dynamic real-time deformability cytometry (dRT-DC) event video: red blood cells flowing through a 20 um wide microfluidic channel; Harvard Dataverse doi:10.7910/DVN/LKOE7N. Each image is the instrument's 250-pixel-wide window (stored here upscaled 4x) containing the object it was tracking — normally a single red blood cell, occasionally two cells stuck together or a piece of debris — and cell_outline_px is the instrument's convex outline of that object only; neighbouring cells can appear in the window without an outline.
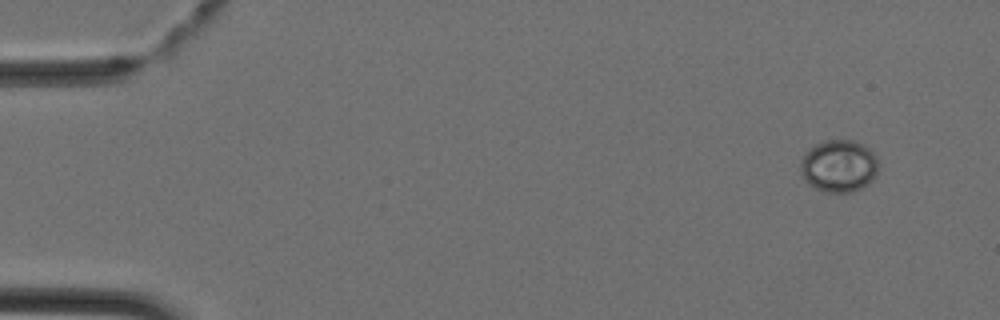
{"species": "Egyptian fruit bat (a non-hibernating species)", "species_latin": "Rousettus aegyptiacus", "temperature_condition": "cold", "stored_images_in_passage": 5, "camera_frame_rate_fps": 3000, "um_per_image_px": 0.085, "animal": {"sex": "female"}, "frame": {"image": 1, "passage_image": 1, "time_ms": 0.0, "image_size_px": [1000, 320], "cell_outline_px": [[876, 172], [872, 180], [860, 188], [852, 192], [824, 192], [808, 184], [804, 180], [800, 172], [800, 160], [804, 152], [808, 148], [824, 140], [852, 140], [864, 144], [876, 156]], "centroid_in_image_um": [71.24, 14.1], "position_along_channel_um": 13.8, "area_um2": 23.81}}
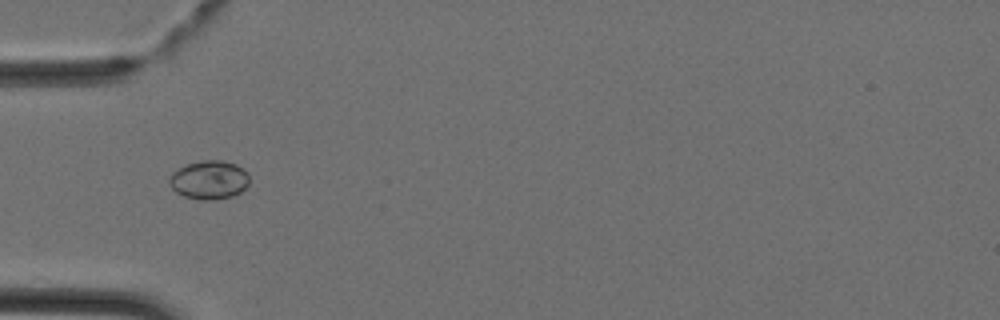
{"frame": {"image": 2, "passage_image": 4, "time_ms": 1.0, "image_size_px": [1000, 320], "cell_outline_px": [[248, 184], [240, 192], [232, 196], [212, 200], [200, 200], [184, 196], [176, 192], [172, 188], [168, 180], [172, 172], [184, 164], [200, 160], [220, 160], [236, 164], [248, 172]], "centroid_in_image_um": [17.75, 15.28], "position_along_channel_um": 67.2, "area_um2": 18.15}}
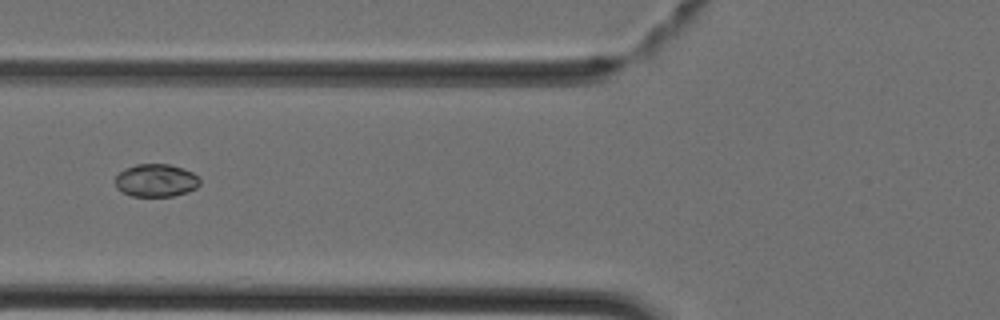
{"frame": {"image": 3, "passage_image": 5, "time_ms": 1.333, "image_size_px": [1000, 320], "cell_outline_px": [[200, 184], [196, 188], [188, 192], [172, 196], [132, 196], [116, 188], [116, 176], [124, 168], [136, 164], [168, 164], [184, 168], [200, 176]], "centroid_in_image_um": [13.29, 15.33], "position_along_channel_um": 112.5, "area_um2": 16.3}}